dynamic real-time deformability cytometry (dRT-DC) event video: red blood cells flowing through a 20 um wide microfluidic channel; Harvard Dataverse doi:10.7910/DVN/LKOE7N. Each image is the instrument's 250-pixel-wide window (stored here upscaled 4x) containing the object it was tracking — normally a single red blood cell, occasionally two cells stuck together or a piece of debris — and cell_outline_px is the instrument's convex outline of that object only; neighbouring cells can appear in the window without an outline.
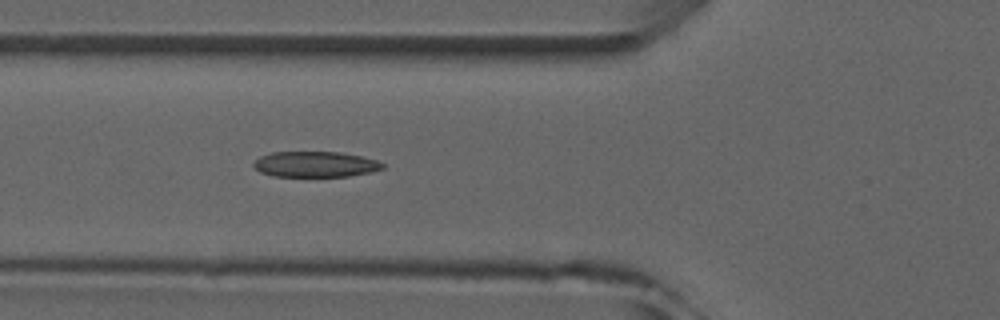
{"species": "common noctule bat (a hibernating species)", "species_latin": "Nyctalus noctula", "temperature_condition": "room temperature", "stored_images_in_passage": 3, "camera_frame_rate_fps": 3000, "um_per_image_px": 0.085, "animal": {"sex": "male", "forearm_length_mm": 52.5}, "frame": {"image": 1, "passage_image": 3, "time_ms": 2.333, "image_size_px": [1000, 320], "cell_outline_px": [[384, 168], [372, 172], [348, 176], [272, 176], [260, 172], [252, 164], [260, 156], [272, 152], [340, 152], [360, 156], [376, 160], [384, 164]], "centroid_in_image_um": [26.8, 13.96], "position_along_channel_um": 99.0, "area_um2": 19.19}}